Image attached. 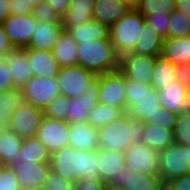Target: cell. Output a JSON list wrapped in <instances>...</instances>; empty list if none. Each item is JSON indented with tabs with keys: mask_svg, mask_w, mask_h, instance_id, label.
Wrapping results in <instances>:
<instances>
[{
	"mask_svg": "<svg viewBox=\"0 0 190 190\" xmlns=\"http://www.w3.org/2000/svg\"><path fill=\"white\" fill-rule=\"evenodd\" d=\"M98 149H75L67 145L51 154V170L64 179L77 181H101L98 173Z\"/></svg>",
	"mask_w": 190,
	"mask_h": 190,
	"instance_id": "6da1fadb",
	"label": "cell"
},
{
	"mask_svg": "<svg viewBox=\"0 0 190 190\" xmlns=\"http://www.w3.org/2000/svg\"><path fill=\"white\" fill-rule=\"evenodd\" d=\"M143 120L131 118L125 111L121 116L98 128L99 148L125 152L131 143H142Z\"/></svg>",
	"mask_w": 190,
	"mask_h": 190,
	"instance_id": "7a4b0ae2",
	"label": "cell"
},
{
	"mask_svg": "<svg viewBox=\"0 0 190 190\" xmlns=\"http://www.w3.org/2000/svg\"><path fill=\"white\" fill-rule=\"evenodd\" d=\"M78 65L104 74L119 69L120 56L116 53L111 38L92 39L78 44Z\"/></svg>",
	"mask_w": 190,
	"mask_h": 190,
	"instance_id": "3957f363",
	"label": "cell"
},
{
	"mask_svg": "<svg viewBox=\"0 0 190 190\" xmlns=\"http://www.w3.org/2000/svg\"><path fill=\"white\" fill-rule=\"evenodd\" d=\"M145 21V17L132 7L110 27V38L119 56L134 49Z\"/></svg>",
	"mask_w": 190,
	"mask_h": 190,
	"instance_id": "277c9868",
	"label": "cell"
},
{
	"mask_svg": "<svg viewBox=\"0 0 190 190\" xmlns=\"http://www.w3.org/2000/svg\"><path fill=\"white\" fill-rule=\"evenodd\" d=\"M158 171L165 184L174 177L190 172L188 145L173 142L159 152Z\"/></svg>",
	"mask_w": 190,
	"mask_h": 190,
	"instance_id": "5b68a950",
	"label": "cell"
},
{
	"mask_svg": "<svg viewBox=\"0 0 190 190\" xmlns=\"http://www.w3.org/2000/svg\"><path fill=\"white\" fill-rule=\"evenodd\" d=\"M100 74H95L89 80L85 92L75 98H67L65 120L71 123L88 122L89 111L99 103L98 90Z\"/></svg>",
	"mask_w": 190,
	"mask_h": 190,
	"instance_id": "8992f818",
	"label": "cell"
},
{
	"mask_svg": "<svg viewBox=\"0 0 190 190\" xmlns=\"http://www.w3.org/2000/svg\"><path fill=\"white\" fill-rule=\"evenodd\" d=\"M43 117L42 108L24 102L14 111L6 128L22 138L36 137Z\"/></svg>",
	"mask_w": 190,
	"mask_h": 190,
	"instance_id": "52a82bcc",
	"label": "cell"
},
{
	"mask_svg": "<svg viewBox=\"0 0 190 190\" xmlns=\"http://www.w3.org/2000/svg\"><path fill=\"white\" fill-rule=\"evenodd\" d=\"M16 174L21 190L45 185L51 170L50 162H25L23 163L20 152L8 165Z\"/></svg>",
	"mask_w": 190,
	"mask_h": 190,
	"instance_id": "ba28073f",
	"label": "cell"
},
{
	"mask_svg": "<svg viewBox=\"0 0 190 190\" xmlns=\"http://www.w3.org/2000/svg\"><path fill=\"white\" fill-rule=\"evenodd\" d=\"M21 88L25 102L42 109L60 94L56 76H32Z\"/></svg>",
	"mask_w": 190,
	"mask_h": 190,
	"instance_id": "9c48e42d",
	"label": "cell"
},
{
	"mask_svg": "<svg viewBox=\"0 0 190 190\" xmlns=\"http://www.w3.org/2000/svg\"><path fill=\"white\" fill-rule=\"evenodd\" d=\"M95 75L93 71L81 65H72L59 68L56 77L60 94L66 98H75L85 92L90 79Z\"/></svg>",
	"mask_w": 190,
	"mask_h": 190,
	"instance_id": "30bf717a",
	"label": "cell"
},
{
	"mask_svg": "<svg viewBox=\"0 0 190 190\" xmlns=\"http://www.w3.org/2000/svg\"><path fill=\"white\" fill-rule=\"evenodd\" d=\"M125 89L126 77L119 69L100 74L99 103L121 107L126 111Z\"/></svg>",
	"mask_w": 190,
	"mask_h": 190,
	"instance_id": "8fae6325",
	"label": "cell"
},
{
	"mask_svg": "<svg viewBox=\"0 0 190 190\" xmlns=\"http://www.w3.org/2000/svg\"><path fill=\"white\" fill-rule=\"evenodd\" d=\"M125 167L142 174H159V152L145 144L133 142L124 152Z\"/></svg>",
	"mask_w": 190,
	"mask_h": 190,
	"instance_id": "7c38bea8",
	"label": "cell"
},
{
	"mask_svg": "<svg viewBox=\"0 0 190 190\" xmlns=\"http://www.w3.org/2000/svg\"><path fill=\"white\" fill-rule=\"evenodd\" d=\"M6 35L13 47L26 48L37 26L32 15H9L2 23Z\"/></svg>",
	"mask_w": 190,
	"mask_h": 190,
	"instance_id": "4fadbf2b",
	"label": "cell"
},
{
	"mask_svg": "<svg viewBox=\"0 0 190 190\" xmlns=\"http://www.w3.org/2000/svg\"><path fill=\"white\" fill-rule=\"evenodd\" d=\"M107 185L126 190H163L165 187L159 174H142L126 168L121 169Z\"/></svg>",
	"mask_w": 190,
	"mask_h": 190,
	"instance_id": "5bb4252c",
	"label": "cell"
},
{
	"mask_svg": "<svg viewBox=\"0 0 190 190\" xmlns=\"http://www.w3.org/2000/svg\"><path fill=\"white\" fill-rule=\"evenodd\" d=\"M155 57L127 52L120 56L119 70L127 79L151 84Z\"/></svg>",
	"mask_w": 190,
	"mask_h": 190,
	"instance_id": "9a60e30c",
	"label": "cell"
},
{
	"mask_svg": "<svg viewBox=\"0 0 190 190\" xmlns=\"http://www.w3.org/2000/svg\"><path fill=\"white\" fill-rule=\"evenodd\" d=\"M70 123L66 120L44 116L38 130L37 138L53 152L68 145Z\"/></svg>",
	"mask_w": 190,
	"mask_h": 190,
	"instance_id": "2e32d148",
	"label": "cell"
},
{
	"mask_svg": "<svg viewBox=\"0 0 190 190\" xmlns=\"http://www.w3.org/2000/svg\"><path fill=\"white\" fill-rule=\"evenodd\" d=\"M161 108L159 104V92L152 88L146 95L135 99V103L126 112L131 118L156 125L159 124Z\"/></svg>",
	"mask_w": 190,
	"mask_h": 190,
	"instance_id": "e0dca14e",
	"label": "cell"
},
{
	"mask_svg": "<svg viewBox=\"0 0 190 190\" xmlns=\"http://www.w3.org/2000/svg\"><path fill=\"white\" fill-rule=\"evenodd\" d=\"M133 6L125 0H95L93 20L109 28L126 15Z\"/></svg>",
	"mask_w": 190,
	"mask_h": 190,
	"instance_id": "ac0fdd59",
	"label": "cell"
},
{
	"mask_svg": "<svg viewBox=\"0 0 190 190\" xmlns=\"http://www.w3.org/2000/svg\"><path fill=\"white\" fill-rule=\"evenodd\" d=\"M68 145L75 149L97 150L99 148L98 128L88 122L71 123Z\"/></svg>",
	"mask_w": 190,
	"mask_h": 190,
	"instance_id": "d6986e66",
	"label": "cell"
},
{
	"mask_svg": "<svg viewBox=\"0 0 190 190\" xmlns=\"http://www.w3.org/2000/svg\"><path fill=\"white\" fill-rule=\"evenodd\" d=\"M2 58L10 69L16 87L21 88L33 76L27 59V48L13 47Z\"/></svg>",
	"mask_w": 190,
	"mask_h": 190,
	"instance_id": "ffe728a7",
	"label": "cell"
},
{
	"mask_svg": "<svg viewBox=\"0 0 190 190\" xmlns=\"http://www.w3.org/2000/svg\"><path fill=\"white\" fill-rule=\"evenodd\" d=\"M63 31L64 27L61 22L37 21L35 32L26 48L51 51Z\"/></svg>",
	"mask_w": 190,
	"mask_h": 190,
	"instance_id": "44dd1931",
	"label": "cell"
},
{
	"mask_svg": "<svg viewBox=\"0 0 190 190\" xmlns=\"http://www.w3.org/2000/svg\"><path fill=\"white\" fill-rule=\"evenodd\" d=\"M98 173L101 181L109 183L118 172L126 168L124 152L98 148Z\"/></svg>",
	"mask_w": 190,
	"mask_h": 190,
	"instance_id": "7402d4cb",
	"label": "cell"
},
{
	"mask_svg": "<svg viewBox=\"0 0 190 190\" xmlns=\"http://www.w3.org/2000/svg\"><path fill=\"white\" fill-rule=\"evenodd\" d=\"M27 59L33 76L52 77L59 72V65L51 51L27 48Z\"/></svg>",
	"mask_w": 190,
	"mask_h": 190,
	"instance_id": "603a6c76",
	"label": "cell"
},
{
	"mask_svg": "<svg viewBox=\"0 0 190 190\" xmlns=\"http://www.w3.org/2000/svg\"><path fill=\"white\" fill-rule=\"evenodd\" d=\"M163 40L164 38L158 33L155 27L145 21L136 45L131 52L152 57L161 56Z\"/></svg>",
	"mask_w": 190,
	"mask_h": 190,
	"instance_id": "cb8c5ba5",
	"label": "cell"
},
{
	"mask_svg": "<svg viewBox=\"0 0 190 190\" xmlns=\"http://www.w3.org/2000/svg\"><path fill=\"white\" fill-rule=\"evenodd\" d=\"M95 0H70L68 11L61 17V24L65 31L73 26L82 25L93 19Z\"/></svg>",
	"mask_w": 190,
	"mask_h": 190,
	"instance_id": "d4e9b609",
	"label": "cell"
},
{
	"mask_svg": "<svg viewBox=\"0 0 190 190\" xmlns=\"http://www.w3.org/2000/svg\"><path fill=\"white\" fill-rule=\"evenodd\" d=\"M78 43L68 31H63L51 52L58 62L59 67L77 65Z\"/></svg>",
	"mask_w": 190,
	"mask_h": 190,
	"instance_id": "484cf974",
	"label": "cell"
},
{
	"mask_svg": "<svg viewBox=\"0 0 190 190\" xmlns=\"http://www.w3.org/2000/svg\"><path fill=\"white\" fill-rule=\"evenodd\" d=\"M159 104L162 108L181 113L186 111V88L179 81L171 82L166 88L158 90Z\"/></svg>",
	"mask_w": 190,
	"mask_h": 190,
	"instance_id": "4316f807",
	"label": "cell"
},
{
	"mask_svg": "<svg viewBox=\"0 0 190 190\" xmlns=\"http://www.w3.org/2000/svg\"><path fill=\"white\" fill-rule=\"evenodd\" d=\"M161 55L176 65L190 63V35L164 38Z\"/></svg>",
	"mask_w": 190,
	"mask_h": 190,
	"instance_id": "83f0119b",
	"label": "cell"
},
{
	"mask_svg": "<svg viewBox=\"0 0 190 190\" xmlns=\"http://www.w3.org/2000/svg\"><path fill=\"white\" fill-rule=\"evenodd\" d=\"M174 142L173 131L160 124L145 122L142 144L160 152Z\"/></svg>",
	"mask_w": 190,
	"mask_h": 190,
	"instance_id": "f1b7e54d",
	"label": "cell"
},
{
	"mask_svg": "<svg viewBox=\"0 0 190 190\" xmlns=\"http://www.w3.org/2000/svg\"><path fill=\"white\" fill-rule=\"evenodd\" d=\"M68 32L78 44L92 39L110 38V28L93 19L82 25L71 27Z\"/></svg>",
	"mask_w": 190,
	"mask_h": 190,
	"instance_id": "f546056e",
	"label": "cell"
},
{
	"mask_svg": "<svg viewBox=\"0 0 190 190\" xmlns=\"http://www.w3.org/2000/svg\"><path fill=\"white\" fill-rule=\"evenodd\" d=\"M152 76L151 86L153 89L166 88L171 82L176 81V64L165 59L162 55L157 56L154 60Z\"/></svg>",
	"mask_w": 190,
	"mask_h": 190,
	"instance_id": "4dcf8cb0",
	"label": "cell"
},
{
	"mask_svg": "<svg viewBox=\"0 0 190 190\" xmlns=\"http://www.w3.org/2000/svg\"><path fill=\"white\" fill-rule=\"evenodd\" d=\"M20 156L22 157L23 163L51 161V153L37 136L22 139Z\"/></svg>",
	"mask_w": 190,
	"mask_h": 190,
	"instance_id": "1f68e13d",
	"label": "cell"
},
{
	"mask_svg": "<svg viewBox=\"0 0 190 190\" xmlns=\"http://www.w3.org/2000/svg\"><path fill=\"white\" fill-rule=\"evenodd\" d=\"M25 102L22 88H13L0 93V122L7 125L17 107Z\"/></svg>",
	"mask_w": 190,
	"mask_h": 190,
	"instance_id": "d6a6232c",
	"label": "cell"
},
{
	"mask_svg": "<svg viewBox=\"0 0 190 190\" xmlns=\"http://www.w3.org/2000/svg\"><path fill=\"white\" fill-rule=\"evenodd\" d=\"M124 112L125 111L121 107L110 104L97 103L89 111L88 123L96 128H99L117 119Z\"/></svg>",
	"mask_w": 190,
	"mask_h": 190,
	"instance_id": "836d02e7",
	"label": "cell"
},
{
	"mask_svg": "<svg viewBox=\"0 0 190 190\" xmlns=\"http://www.w3.org/2000/svg\"><path fill=\"white\" fill-rule=\"evenodd\" d=\"M22 137L12 131L5 129L2 139L0 140V160L4 166H8L15 156L20 152Z\"/></svg>",
	"mask_w": 190,
	"mask_h": 190,
	"instance_id": "e575fe53",
	"label": "cell"
},
{
	"mask_svg": "<svg viewBox=\"0 0 190 190\" xmlns=\"http://www.w3.org/2000/svg\"><path fill=\"white\" fill-rule=\"evenodd\" d=\"M134 8L144 17L148 15H170L177 9L175 0H138Z\"/></svg>",
	"mask_w": 190,
	"mask_h": 190,
	"instance_id": "d590c367",
	"label": "cell"
},
{
	"mask_svg": "<svg viewBox=\"0 0 190 190\" xmlns=\"http://www.w3.org/2000/svg\"><path fill=\"white\" fill-rule=\"evenodd\" d=\"M190 35V18L176 9L169 15L168 38Z\"/></svg>",
	"mask_w": 190,
	"mask_h": 190,
	"instance_id": "8d00e7d4",
	"label": "cell"
},
{
	"mask_svg": "<svg viewBox=\"0 0 190 190\" xmlns=\"http://www.w3.org/2000/svg\"><path fill=\"white\" fill-rule=\"evenodd\" d=\"M174 142L182 145L190 144V111H183L178 114L173 129Z\"/></svg>",
	"mask_w": 190,
	"mask_h": 190,
	"instance_id": "74e56055",
	"label": "cell"
},
{
	"mask_svg": "<svg viewBox=\"0 0 190 190\" xmlns=\"http://www.w3.org/2000/svg\"><path fill=\"white\" fill-rule=\"evenodd\" d=\"M152 89L151 84L140 83L126 78V110L135 103V99L141 98Z\"/></svg>",
	"mask_w": 190,
	"mask_h": 190,
	"instance_id": "f35d334b",
	"label": "cell"
},
{
	"mask_svg": "<svg viewBox=\"0 0 190 190\" xmlns=\"http://www.w3.org/2000/svg\"><path fill=\"white\" fill-rule=\"evenodd\" d=\"M67 109V98L58 94L48 105L43 108L44 116L65 120Z\"/></svg>",
	"mask_w": 190,
	"mask_h": 190,
	"instance_id": "ab89813d",
	"label": "cell"
},
{
	"mask_svg": "<svg viewBox=\"0 0 190 190\" xmlns=\"http://www.w3.org/2000/svg\"><path fill=\"white\" fill-rule=\"evenodd\" d=\"M32 15L40 22H61V17L46 0L33 7Z\"/></svg>",
	"mask_w": 190,
	"mask_h": 190,
	"instance_id": "60d3db41",
	"label": "cell"
},
{
	"mask_svg": "<svg viewBox=\"0 0 190 190\" xmlns=\"http://www.w3.org/2000/svg\"><path fill=\"white\" fill-rule=\"evenodd\" d=\"M74 185L75 182L64 179L52 170H50L45 182V187L48 190H74Z\"/></svg>",
	"mask_w": 190,
	"mask_h": 190,
	"instance_id": "b9f144b4",
	"label": "cell"
},
{
	"mask_svg": "<svg viewBox=\"0 0 190 190\" xmlns=\"http://www.w3.org/2000/svg\"><path fill=\"white\" fill-rule=\"evenodd\" d=\"M0 190H21L15 172L8 166L0 171Z\"/></svg>",
	"mask_w": 190,
	"mask_h": 190,
	"instance_id": "7bdbcfd3",
	"label": "cell"
},
{
	"mask_svg": "<svg viewBox=\"0 0 190 190\" xmlns=\"http://www.w3.org/2000/svg\"><path fill=\"white\" fill-rule=\"evenodd\" d=\"M145 20L148 24L153 25L163 38H168L169 15H148Z\"/></svg>",
	"mask_w": 190,
	"mask_h": 190,
	"instance_id": "ee69618b",
	"label": "cell"
},
{
	"mask_svg": "<svg viewBox=\"0 0 190 190\" xmlns=\"http://www.w3.org/2000/svg\"><path fill=\"white\" fill-rule=\"evenodd\" d=\"M17 88L5 60L0 58V93Z\"/></svg>",
	"mask_w": 190,
	"mask_h": 190,
	"instance_id": "f6af8a7d",
	"label": "cell"
},
{
	"mask_svg": "<svg viewBox=\"0 0 190 190\" xmlns=\"http://www.w3.org/2000/svg\"><path fill=\"white\" fill-rule=\"evenodd\" d=\"M166 190H190V172L174 177L165 183Z\"/></svg>",
	"mask_w": 190,
	"mask_h": 190,
	"instance_id": "bcb514c9",
	"label": "cell"
},
{
	"mask_svg": "<svg viewBox=\"0 0 190 190\" xmlns=\"http://www.w3.org/2000/svg\"><path fill=\"white\" fill-rule=\"evenodd\" d=\"M10 15H29L33 12V6L27 0H9Z\"/></svg>",
	"mask_w": 190,
	"mask_h": 190,
	"instance_id": "7dc6e473",
	"label": "cell"
},
{
	"mask_svg": "<svg viewBox=\"0 0 190 190\" xmlns=\"http://www.w3.org/2000/svg\"><path fill=\"white\" fill-rule=\"evenodd\" d=\"M176 80L187 89L190 88V63L176 65Z\"/></svg>",
	"mask_w": 190,
	"mask_h": 190,
	"instance_id": "c3c4849f",
	"label": "cell"
},
{
	"mask_svg": "<svg viewBox=\"0 0 190 190\" xmlns=\"http://www.w3.org/2000/svg\"><path fill=\"white\" fill-rule=\"evenodd\" d=\"M178 113L161 108L159 124L173 131Z\"/></svg>",
	"mask_w": 190,
	"mask_h": 190,
	"instance_id": "681fc988",
	"label": "cell"
},
{
	"mask_svg": "<svg viewBox=\"0 0 190 190\" xmlns=\"http://www.w3.org/2000/svg\"><path fill=\"white\" fill-rule=\"evenodd\" d=\"M74 190H108V185L103 181H77L75 182Z\"/></svg>",
	"mask_w": 190,
	"mask_h": 190,
	"instance_id": "f907efd6",
	"label": "cell"
},
{
	"mask_svg": "<svg viewBox=\"0 0 190 190\" xmlns=\"http://www.w3.org/2000/svg\"><path fill=\"white\" fill-rule=\"evenodd\" d=\"M13 48L8 36L5 33L3 25L0 24V58L7 55V53Z\"/></svg>",
	"mask_w": 190,
	"mask_h": 190,
	"instance_id": "816d5d0a",
	"label": "cell"
},
{
	"mask_svg": "<svg viewBox=\"0 0 190 190\" xmlns=\"http://www.w3.org/2000/svg\"><path fill=\"white\" fill-rule=\"evenodd\" d=\"M57 12V14L62 17L69 9L70 0H46Z\"/></svg>",
	"mask_w": 190,
	"mask_h": 190,
	"instance_id": "f5cc1de1",
	"label": "cell"
},
{
	"mask_svg": "<svg viewBox=\"0 0 190 190\" xmlns=\"http://www.w3.org/2000/svg\"><path fill=\"white\" fill-rule=\"evenodd\" d=\"M9 0H0V24L10 15Z\"/></svg>",
	"mask_w": 190,
	"mask_h": 190,
	"instance_id": "db71d44e",
	"label": "cell"
},
{
	"mask_svg": "<svg viewBox=\"0 0 190 190\" xmlns=\"http://www.w3.org/2000/svg\"><path fill=\"white\" fill-rule=\"evenodd\" d=\"M177 9L190 18V0H175Z\"/></svg>",
	"mask_w": 190,
	"mask_h": 190,
	"instance_id": "11a10c76",
	"label": "cell"
},
{
	"mask_svg": "<svg viewBox=\"0 0 190 190\" xmlns=\"http://www.w3.org/2000/svg\"><path fill=\"white\" fill-rule=\"evenodd\" d=\"M185 106H186V110L190 111V88L186 89Z\"/></svg>",
	"mask_w": 190,
	"mask_h": 190,
	"instance_id": "9f6ffc18",
	"label": "cell"
},
{
	"mask_svg": "<svg viewBox=\"0 0 190 190\" xmlns=\"http://www.w3.org/2000/svg\"><path fill=\"white\" fill-rule=\"evenodd\" d=\"M33 7L37 6L39 3L45 0H27Z\"/></svg>",
	"mask_w": 190,
	"mask_h": 190,
	"instance_id": "6f0895ef",
	"label": "cell"
},
{
	"mask_svg": "<svg viewBox=\"0 0 190 190\" xmlns=\"http://www.w3.org/2000/svg\"><path fill=\"white\" fill-rule=\"evenodd\" d=\"M5 129H6V125L0 122V140L2 139Z\"/></svg>",
	"mask_w": 190,
	"mask_h": 190,
	"instance_id": "680465c9",
	"label": "cell"
},
{
	"mask_svg": "<svg viewBox=\"0 0 190 190\" xmlns=\"http://www.w3.org/2000/svg\"><path fill=\"white\" fill-rule=\"evenodd\" d=\"M25 190H48V189L45 187V185H43L38 187L27 188Z\"/></svg>",
	"mask_w": 190,
	"mask_h": 190,
	"instance_id": "91938a15",
	"label": "cell"
},
{
	"mask_svg": "<svg viewBox=\"0 0 190 190\" xmlns=\"http://www.w3.org/2000/svg\"><path fill=\"white\" fill-rule=\"evenodd\" d=\"M127 1L129 4H131L133 7L137 4L138 0H125Z\"/></svg>",
	"mask_w": 190,
	"mask_h": 190,
	"instance_id": "94428289",
	"label": "cell"
},
{
	"mask_svg": "<svg viewBox=\"0 0 190 190\" xmlns=\"http://www.w3.org/2000/svg\"><path fill=\"white\" fill-rule=\"evenodd\" d=\"M108 190H126L123 187L115 188V187H108Z\"/></svg>",
	"mask_w": 190,
	"mask_h": 190,
	"instance_id": "6125c7cd",
	"label": "cell"
},
{
	"mask_svg": "<svg viewBox=\"0 0 190 190\" xmlns=\"http://www.w3.org/2000/svg\"><path fill=\"white\" fill-rule=\"evenodd\" d=\"M4 167L3 162L0 160V171L2 170V168Z\"/></svg>",
	"mask_w": 190,
	"mask_h": 190,
	"instance_id": "be15d7a7",
	"label": "cell"
},
{
	"mask_svg": "<svg viewBox=\"0 0 190 190\" xmlns=\"http://www.w3.org/2000/svg\"><path fill=\"white\" fill-rule=\"evenodd\" d=\"M188 154H189V157H190V144L188 145Z\"/></svg>",
	"mask_w": 190,
	"mask_h": 190,
	"instance_id": "e7e4bbea",
	"label": "cell"
}]
</instances>
